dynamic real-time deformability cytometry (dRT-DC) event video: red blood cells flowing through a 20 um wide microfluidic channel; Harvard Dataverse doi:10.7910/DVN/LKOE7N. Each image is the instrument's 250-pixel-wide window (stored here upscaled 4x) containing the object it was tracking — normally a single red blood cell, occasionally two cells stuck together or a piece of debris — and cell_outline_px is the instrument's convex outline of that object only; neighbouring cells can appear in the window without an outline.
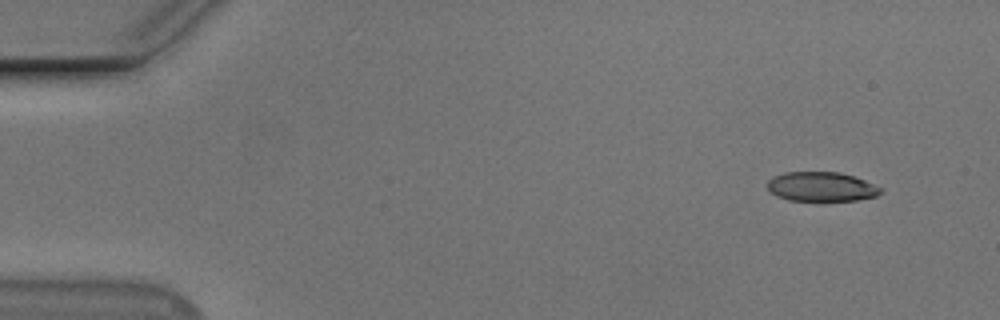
{"species": "Egyptian fruit bat (a non-hibernating species)", "species_latin": "Rousettus aegyptiacus", "temperature_condition": "cold", "stored_images_in_passage": 5, "camera_frame_rate_fps": 3000, "um_per_image_px": 0.085, "animal": {"sex": "male"}, "frame": {"image": 1, "passage_image": 1, "time_ms": 0.0, "image_size_px": [1000, 320], "cell_outline_px": [[884, 188], [876, 196], [856, 200], [788, 200], [776, 196], [768, 188], [768, 180], [772, 176], [784, 172], [840, 172], [864, 180]], "centroid_in_image_um": [69.8, 15.86], "position_along_channel_um": 15.2, "area_um2": 19.31}}